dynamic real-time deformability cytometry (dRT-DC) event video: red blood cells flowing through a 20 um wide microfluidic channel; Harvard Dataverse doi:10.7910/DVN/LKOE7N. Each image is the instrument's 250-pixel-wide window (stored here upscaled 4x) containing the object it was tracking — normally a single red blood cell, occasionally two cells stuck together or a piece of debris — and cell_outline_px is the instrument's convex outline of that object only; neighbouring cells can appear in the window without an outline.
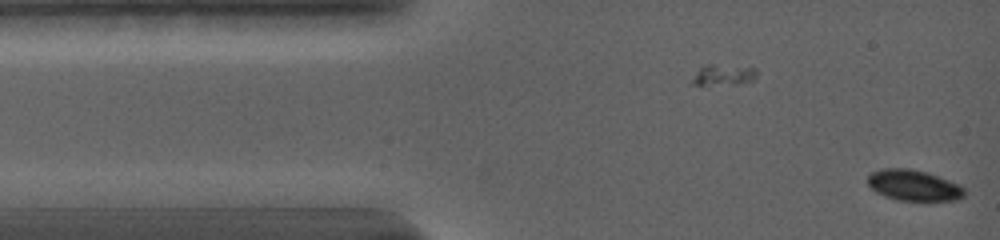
{"species": "common noctule bat (a hibernating species)", "species_latin": "Nyctalus noctula", "temperature_condition": "warm", "stored_images_in_passage": 55, "camera_frame_rate_fps": 5000, "um_per_image_px": 0.085, "animal": {"sex": "female", "body_mass_g": 19.0, "forearm_length_mm": 56.7}, "frame": {"image": 1, "passage_image": 1, "time_ms": 0.0, "image_size_px": [1000, 240], "cell_outline_px": [[964, 196], [956, 200], [896, 200], [884, 196], [876, 192], [868, 184], [868, 176], [872, 172], [884, 168], [908, 168], [928, 172], [960, 184], [964, 188]], "centroid_in_image_um": [77.67, 15.74], "position_along_channel_um": 7.3, "area_um2": 17.4}}
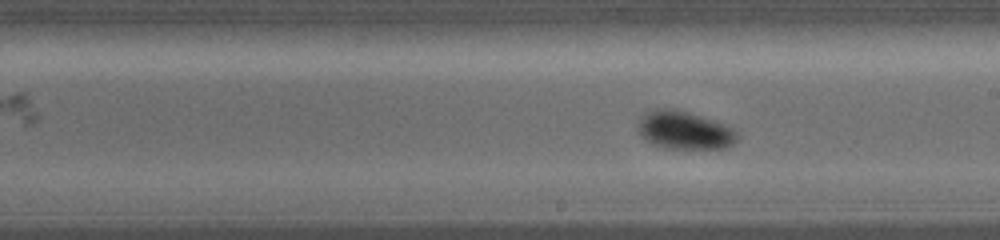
{"frame": {"image": 2, "passage_image": 25, "time_ms": 8.0, "image_size_px": [1000, 240], "cell_outline_px": [[740, 136], [728, 148], [668, 148], [652, 144], [640, 132], [640, 120], [652, 108], [676, 108], [716, 120], [732, 128]], "centroid_in_image_um": [58.25, 11.05], "position_along_channel_um": 230.8, "area_um2": 21.79}}
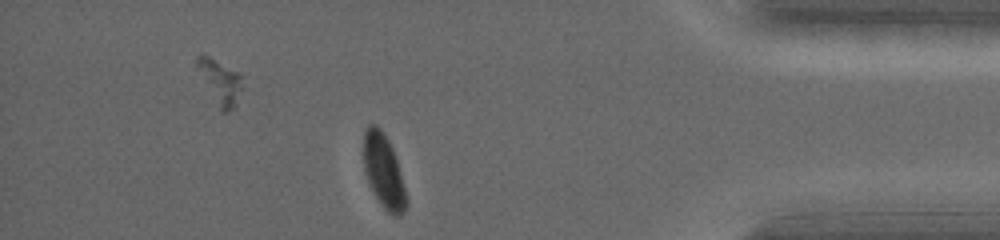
{"frame": {"image": 3, "passage_image": 48, "time_ms": 13.6, "image_size_px": [1000, 240], "cell_outline_px": [[408, 204], [404, 212], [400, 216], [392, 216], [384, 208], [368, 184], [364, 172], [364, 132], [368, 124], [376, 124], [384, 132], [392, 148], [396, 160], [408, 200]], "centroid_in_image_um": [32.61, 14.57], "position_along_channel_um": 402.6, "area_um2": 18.32}, "authors_computed_cell_mechanics": {"area_um2": 19.8832, "velocity_mm_per_s": 3.7037, "shape_relaxation_time_tau1_ms": 1.3459, "shape_relaxation_time_tau2_ms": null, "deformation_change_tau1": 0.0862, "deformation_change_tau2": null}}